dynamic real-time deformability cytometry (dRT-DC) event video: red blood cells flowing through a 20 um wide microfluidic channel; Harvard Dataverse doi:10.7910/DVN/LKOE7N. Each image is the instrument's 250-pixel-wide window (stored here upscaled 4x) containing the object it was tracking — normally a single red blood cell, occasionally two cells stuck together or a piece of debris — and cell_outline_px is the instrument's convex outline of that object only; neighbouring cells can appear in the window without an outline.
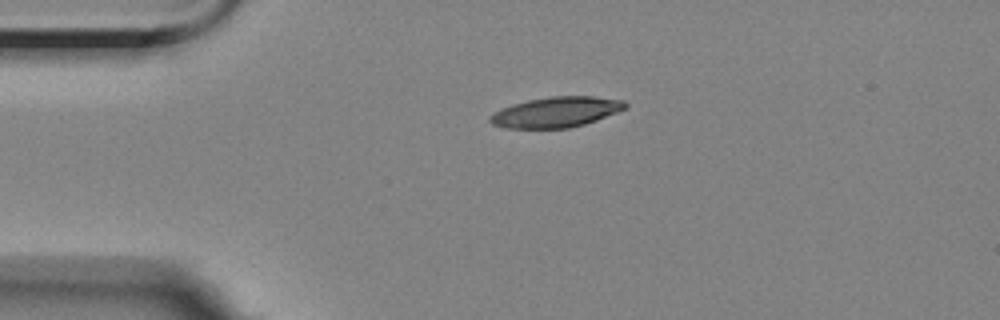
{"species": "Egyptian fruit bat (a non-hibernating species)", "species_latin": "Rousettus aegyptiacus", "temperature_condition": "room temperature", "stored_images_in_passage": 2, "camera_frame_rate_fps": 3000, "um_per_image_px": 0.085, "animal": {"sex": "female"}, "frame": {"image": 1, "passage_image": 1, "time_ms": 0.0, "image_size_px": [1000, 320], "cell_outline_px": [[628, 108], [596, 120], [584, 124], [568, 128], [504, 128], [492, 124], [488, 120], [488, 116], [512, 104], [528, 100], [548, 96], [592, 96], [624, 100], [628, 104]], "centroid_in_image_um": [47.29, 9.52], "position_along_channel_um": 37.7, "area_um2": 23.99}}